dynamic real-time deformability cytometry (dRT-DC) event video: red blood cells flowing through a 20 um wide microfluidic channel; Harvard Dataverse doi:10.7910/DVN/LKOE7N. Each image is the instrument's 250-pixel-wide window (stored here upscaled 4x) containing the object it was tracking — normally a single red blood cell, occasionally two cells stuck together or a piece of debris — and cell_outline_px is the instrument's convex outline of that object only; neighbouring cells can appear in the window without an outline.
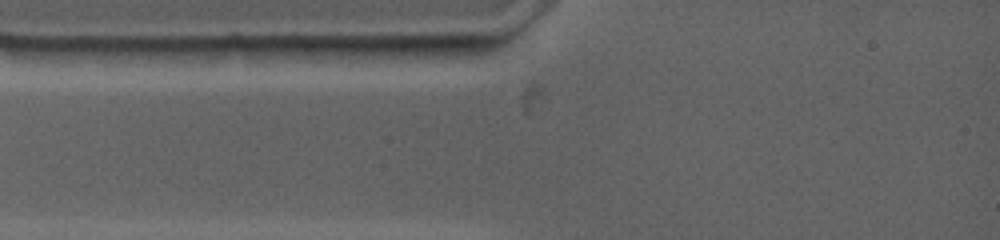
{"species": "common noctule bat (a hibernating species)", "species_latin": "Nyctalus noctula", "temperature_condition": "warm", "stored_images_in_passage": 2, "camera_frame_rate_fps": 4500, "um_per_image_px": 0.085, "animal": {"sex": "female", "body_mass_g": 19.0, "forearm_length_mm": 53.3}, "frame": {"image": 1, "passage_image": 1, "time_ms": 0.0, "image_size_px": [1000, 240], "cell_outline_px": [[404, 48], [396, 56], [316, 60], [272, 48], [304, 44], [400, 44]], "centroid_in_image_um": [29.14, 4.32], "position_along_channel_um": 55.9, "area_um2": 11.21}}